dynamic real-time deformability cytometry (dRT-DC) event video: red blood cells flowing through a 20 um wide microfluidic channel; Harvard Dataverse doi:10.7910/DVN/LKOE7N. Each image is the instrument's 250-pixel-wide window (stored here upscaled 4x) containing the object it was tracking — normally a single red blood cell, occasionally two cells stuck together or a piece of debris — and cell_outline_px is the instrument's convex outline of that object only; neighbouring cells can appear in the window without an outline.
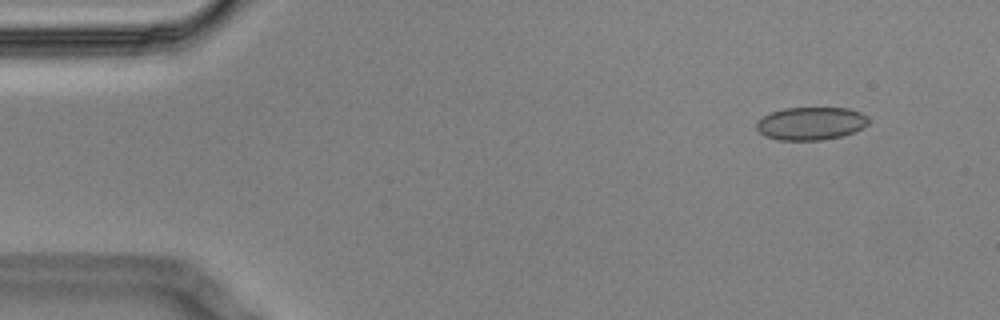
{"species": "Egyptian fruit bat (a non-hibernating species)", "species_latin": "Rousettus aegyptiacus", "temperature_condition": "cold", "stored_images_in_passage": 4, "camera_frame_rate_fps": 3000, "um_per_image_px": 0.085, "animal": {"sex": "male"}, "frame": {"image": 1, "passage_image": 2, "time_ms": 0.333, "image_size_px": [1000, 320], "cell_outline_px": [[868, 124], [844, 136], [824, 140], [780, 140], [764, 136], [756, 128], [756, 124], [764, 116], [772, 112], [784, 108], [848, 108], [860, 112], [868, 116]], "centroid_in_image_um": [68.94, 10.5], "position_along_channel_um": 16.1, "area_um2": 21.44}}